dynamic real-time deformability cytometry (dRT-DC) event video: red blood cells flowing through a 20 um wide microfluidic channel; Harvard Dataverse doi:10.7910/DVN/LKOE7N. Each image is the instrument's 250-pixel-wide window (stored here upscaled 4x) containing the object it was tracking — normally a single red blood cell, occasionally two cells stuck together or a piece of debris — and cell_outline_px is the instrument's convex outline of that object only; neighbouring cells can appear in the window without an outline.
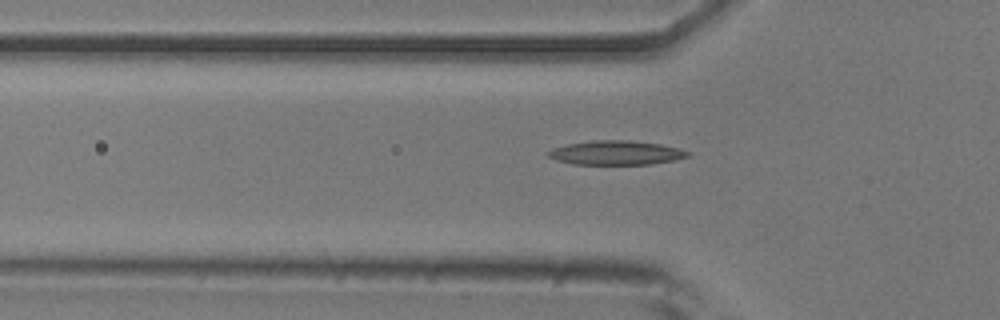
{"species": "common noctule bat (a hibernating species)", "species_latin": "Nyctalus noctula", "temperature_condition": "room temperature", "stored_images_in_passage": 50, "camera_frame_rate_fps": 3000, "um_per_image_px": 0.085, "animal": {"sex": "male", "body_mass_g": 20.5, "forearm_length_mm": 52.5}, "frame": {"image": 1, "passage_image": 17, "time_ms": 5.333, "image_size_px": [1000, 320], "cell_outline_px": [[692, 152], [688, 156], [672, 160], [648, 164], [572, 164], [556, 160], [548, 156], [544, 152], [552, 148], [568, 144], [592, 140], [628, 140], [660, 144], [680, 148]], "centroid_in_image_um": [52.33, 12.98], "position_along_channel_um": 73.5, "area_um2": 19.65}}
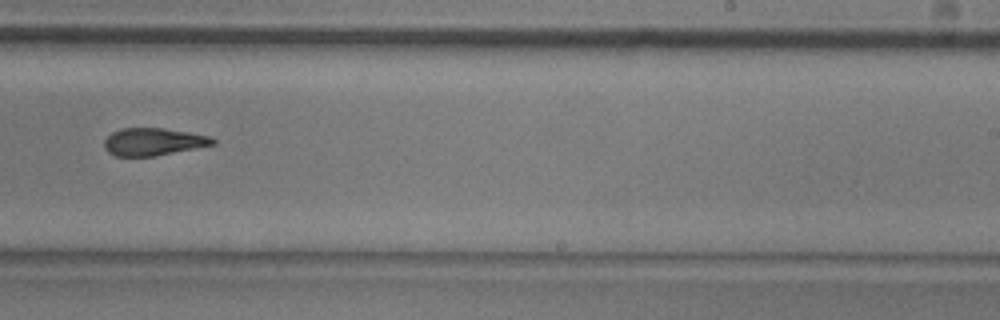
{"frame": {"image": 2, "passage_image": 33, "time_ms": 10.667, "image_size_px": [1000, 320], "cell_outline_px": [[216, 144], [156, 156], [116, 156], [108, 152], [104, 148], [104, 140], [112, 132], [120, 128], [164, 128], [212, 136], [216, 140]], "centroid_in_image_um": [13.04, 12.05], "position_along_channel_um": 276.0, "area_um2": 17.51}}
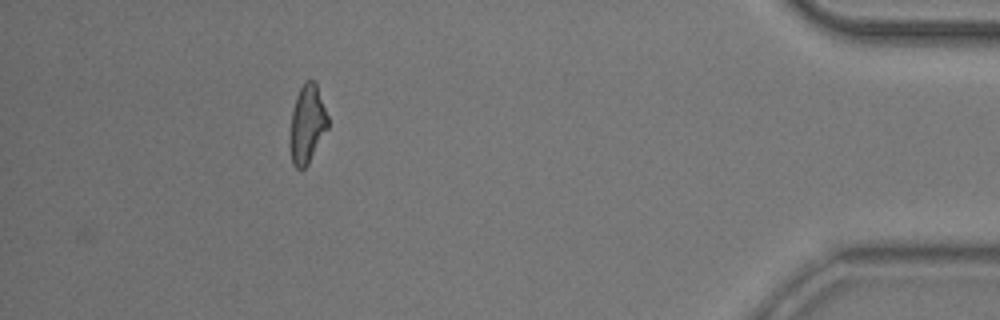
{"frame": {"image": 3, "passage_image": 48, "time_ms": 15.667, "image_size_px": [1000, 320], "cell_outline_px": [[328, 128], [308, 164], [300, 172], [292, 164], [288, 144], [288, 140], [292, 112], [296, 96], [304, 80], [312, 80], [316, 84], [328, 116]], "centroid_in_image_um": [26.07, 10.6], "position_along_channel_um": 409.1, "area_um2": 17.57}, "authors_computed_cell_mechanics": {"area_um2": 18.4671, "velocity_mm_per_s": 3.7701, "shape_relaxation_time_tau1_ms": 8.6913, "shape_relaxation_time_tau2_ms": 2.6, "deformation_change_tau1": 0.2291, "deformation_change_tau2": 0.1116}}